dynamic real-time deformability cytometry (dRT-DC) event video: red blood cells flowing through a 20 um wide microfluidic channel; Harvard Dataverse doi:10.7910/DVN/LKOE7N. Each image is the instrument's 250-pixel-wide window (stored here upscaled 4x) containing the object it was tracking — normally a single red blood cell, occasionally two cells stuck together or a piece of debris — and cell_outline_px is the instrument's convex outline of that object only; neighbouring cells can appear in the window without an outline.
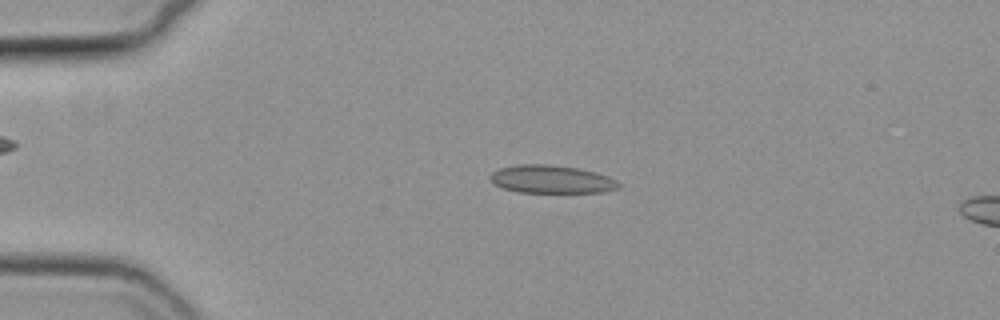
{"species": "common noctule bat (a hibernating species)", "species_latin": "Nyctalus noctula", "temperature_condition": "cold", "stored_images_in_passage": 56, "camera_frame_rate_fps": 3000, "um_per_image_px": 0.085, "animal": {"sex": "female", "body_mass_g": 19.3, "forearm_length_mm": 54.1}, "frame": {"image": 1, "passage_image": 13, "time_ms": 4.0, "image_size_px": [1000, 320], "cell_outline_px": [[620, 188], [604, 192], [520, 192], [504, 188], [492, 184], [488, 180], [488, 176], [492, 172], [500, 168], [516, 164], [552, 164], [576, 168], [596, 172], [608, 176], [616, 180], [620, 184]], "centroid_in_image_um": [46.84, 15.23], "position_along_channel_um": 38.2, "area_um2": 21.15}}
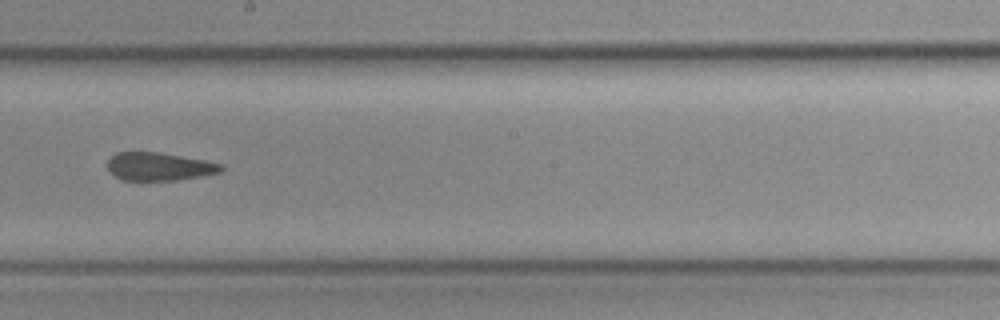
{"frame": {"image": 2, "passage_image": 32, "time_ms": 10.333, "image_size_px": [1000, 320], "cell_outline_px": [[224, 168], [220, 172], [176, 180], [120, 180], [108, 168], [108, 160], [116, 152], [156, 152], [204, 160], [224, 164]], "centroid_in_image_um": [13.52, 14.15], "position_along_channel_um": 234.7, "area_um2": 18.32}}
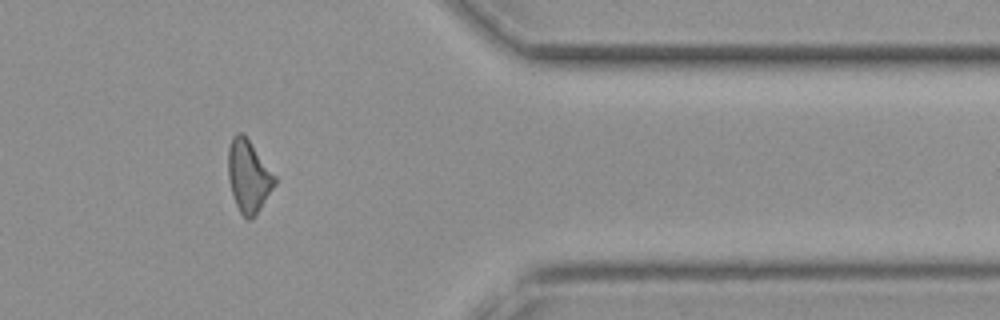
{"frame": {"image": 3, "passage_image": 46, "time_ms": 15.0, "image_size_px": [1000, 320], "cell_outline_px": [[276, 184], [252, 220], [248, 220], [240, 212], [236, 204], [232, 192], [228, 176], [228, 148], [232, 136], [236, 132], [240, 132], [248, 140], [276, 176]], "centroid_in_image_um": [21.12, 14.98], "position_along_channel_um": 390.3, "area_um2": 19.31}, "authors_computed_cell_mechanics": {"area_um2": 20.2878, "velocity_mm_per_s": 3.7314, "shape_relaxation_time_tau1_ms": null, "shape_relaxation_time_tau2_ms": 2.0827, "deformation_change_tau1": null, "deformation_change_tau2": 0.0769}}